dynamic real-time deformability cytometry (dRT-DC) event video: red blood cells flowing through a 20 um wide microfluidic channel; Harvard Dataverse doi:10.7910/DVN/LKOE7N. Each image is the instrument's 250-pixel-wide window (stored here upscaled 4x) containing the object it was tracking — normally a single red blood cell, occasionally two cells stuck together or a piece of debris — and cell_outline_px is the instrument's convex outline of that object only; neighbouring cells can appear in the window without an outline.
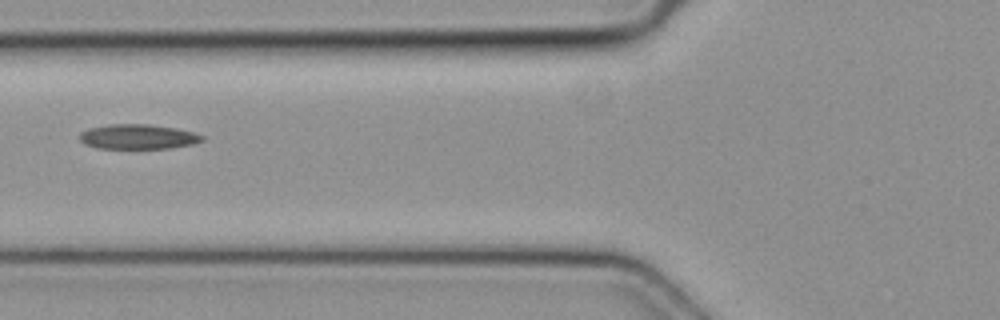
{"species": "common noctule bat (a hibernating species)", "species_latin": "Nyctalus noctula", "temperature_condition": "cold", "stored_images_in_passage": 7, "camera_frame_rate_fps": 3000, "um_per_image_px": 0.085, "animal": {"sex": "female", "body_mass_g": 19.3, "forearm_length_mm": 54.1}, "frame": {"image": 1, "passage_image": 7, "time_ms": 2.0, "image_size_px": [1000, 320], "cell_outline_px": [[204, 140], [192, 144], [168, 148], [96, 148], [84, 144], [80, 140], [80, 132], [88, 128], [108, 124], [148, 124], [176, 128], [192, 132], [204, 136]], "centroid_in_image_um": [11.69, 11.61], "position_along_channel_um": 114.1, "area_um2": 17.69}}